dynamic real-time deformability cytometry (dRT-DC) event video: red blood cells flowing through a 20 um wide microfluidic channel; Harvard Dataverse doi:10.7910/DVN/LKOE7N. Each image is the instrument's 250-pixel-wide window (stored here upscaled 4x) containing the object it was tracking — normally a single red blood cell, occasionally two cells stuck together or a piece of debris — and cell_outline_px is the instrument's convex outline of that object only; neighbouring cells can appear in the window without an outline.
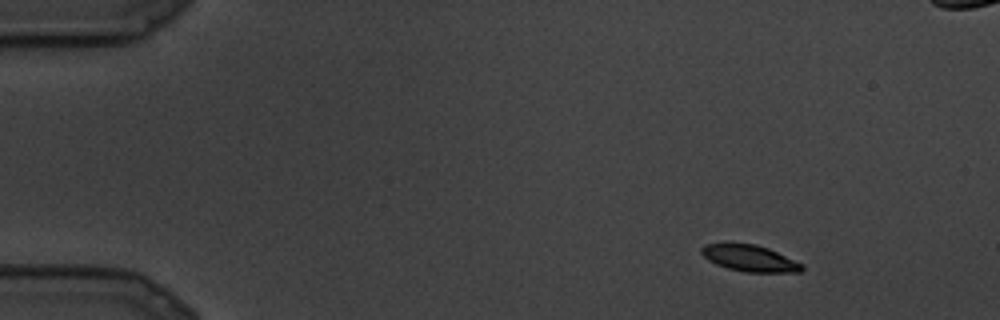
{"species": "common noctule bat (a hibernating species)", "species_latin": "Nyctalus noctula", "temperature_condition": "cold", "stored_images_in_passage": 7, "camera_frame_rate_fps": 3000, "um_per_image_px": 0.085, "animal": {"sex": "male", "body_mass_g": 19.5, "forearm_length_mm": 54.6}, "frame": {"image": 1, "passage_image": 1, "time_ms": 0.0, "image_size_px": [1000, 320], "cell_outline_px": [[804, 268], [800, 272], [744, 272], [728, 268], [716, 264], [708, 260], [700, 252], [700, 248], [704, 244], [724, 240], [732, 240], [756, 244], [768, 248], [804, 264]], "centroid_in_image_um": [63.65, 21.89], "position_along_channel_um": 21.4, "area_um2": 16.24}}